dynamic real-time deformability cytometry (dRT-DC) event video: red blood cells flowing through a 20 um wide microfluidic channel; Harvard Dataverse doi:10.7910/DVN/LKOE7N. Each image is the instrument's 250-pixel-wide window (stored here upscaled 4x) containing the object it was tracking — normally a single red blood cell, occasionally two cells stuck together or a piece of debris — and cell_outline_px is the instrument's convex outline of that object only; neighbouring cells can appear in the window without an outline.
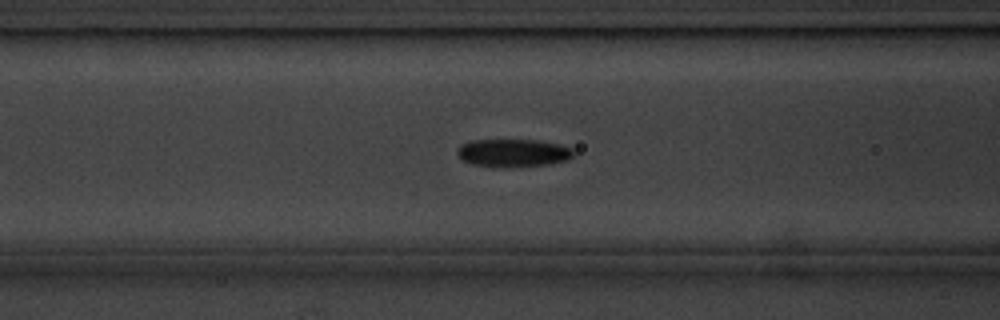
{"species": "common noctule bat (a hibernating species)", "species_latin": "Nyctalus noctula", "temperature_condition": "cold", "stored_images_in_passage": 27, "camera_frame_rate_fps": 3000, "um_per_image_px": 0.085, "animal": {"sex": "male", "body_mass_g": 20.1, "forearm_length_mm": 53.5}, "frame": {"image": 1, "passage_image": 16, "time_ms": 5.0, "image_size_px": [1000, 320], "cell_outline_px": [[572, 156], [568, 160], [548, 164], [512, 168], [472, 164], [456, 156], [456, 148], [460, 144], [472, 140], [536, 140], [556, 144], [572, 148]], "centroid_in_image_um": [43.56, 13.0], "position_along_channel_um": 123.0, "area_um2": 18.96}}